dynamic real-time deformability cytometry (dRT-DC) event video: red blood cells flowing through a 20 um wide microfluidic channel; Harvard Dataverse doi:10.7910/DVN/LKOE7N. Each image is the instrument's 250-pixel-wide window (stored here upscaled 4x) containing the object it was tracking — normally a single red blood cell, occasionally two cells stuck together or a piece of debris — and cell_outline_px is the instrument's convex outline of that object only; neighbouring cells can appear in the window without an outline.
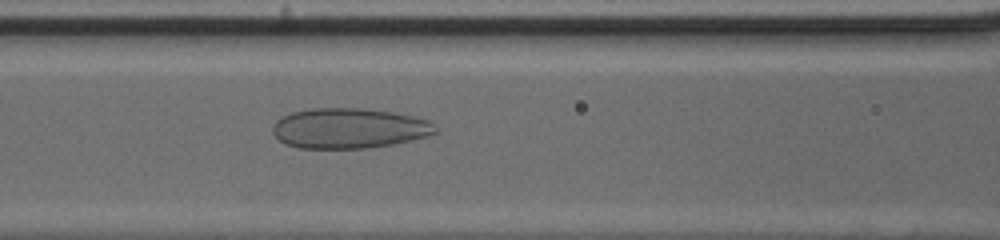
{"species": "human", "species_latin": "Homo sapiens", "temperature_condition": "cold", "stored_images_in_passage": 50, "camera_frame_rate_fps": 3000, "um_per_image_px": 0.085, "donor": {"sex": "male"}, "frame": {"image": 1, "passage_image": 24, "time_ms": 7.667, "image_size_px": [1000, 240], "cell_outline_px": [[436, 132], [428, 136], [412, 140], [392, 144], [368, 148], [300, 148], [284, 144], [272, 132], [272, 124], [280, 116], [292, 112], [312, 108], [360, 108], [392, 112], [412, 116], [428, 120], [436, 128]], "centroid_in_image_um": [29.62, 10.9], "position_along_channel_um": 137.0, "area_um2": 38.21}}
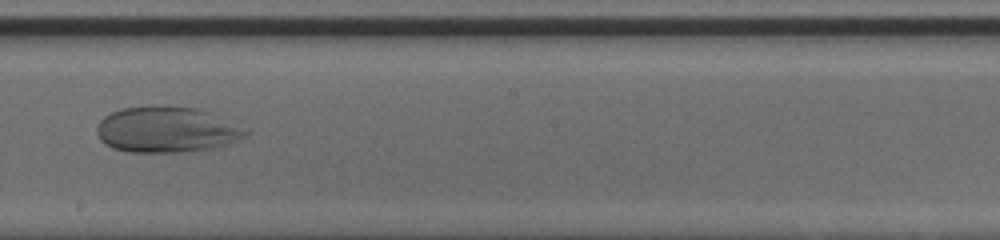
{"frame": {"image": 2, "passage_image": 31, "time_ms": 10.0, "image_size_px": [1000, 240], "cell_outline_px": [[248, 132], [240, 140], [228, 144], [212, 148], [188, 152], [128, 152], [112, 148], [104, 144], [100, 140], [96, 132], [96, 128], [100, 120], [104, 116], [112, 112], [124, 108], [152, 104], [156, 104], [200, 108], [212, 112]], "centroid_in_image_um": [14.12, 11.0], "position_along_channel_um": 234.1, "area_um2": 40.23}}
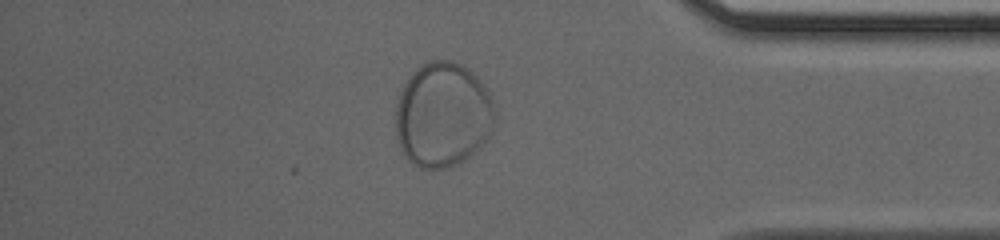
{"frame": {"image": 3, "passage_image": 44, "time_ms": 14.333, "image_size_px": [1000, 240], "cell_outline_px": [[492, 128], [488, 136], [468, 156], [456, 164], [444, 168], [420, 168], [412, 164], [404, 156], [396, 140], [396, 104], [400, 92], [404, 84], [412, 72], [416, 68], [432, 60], [452, 60], [468, 68], [480, 80], [488, 92], [492, 100]], "centroid_in_image_um": [37.58, 9.75], "position_along_channel_um": 397.6, "area_um2": 60.17}}